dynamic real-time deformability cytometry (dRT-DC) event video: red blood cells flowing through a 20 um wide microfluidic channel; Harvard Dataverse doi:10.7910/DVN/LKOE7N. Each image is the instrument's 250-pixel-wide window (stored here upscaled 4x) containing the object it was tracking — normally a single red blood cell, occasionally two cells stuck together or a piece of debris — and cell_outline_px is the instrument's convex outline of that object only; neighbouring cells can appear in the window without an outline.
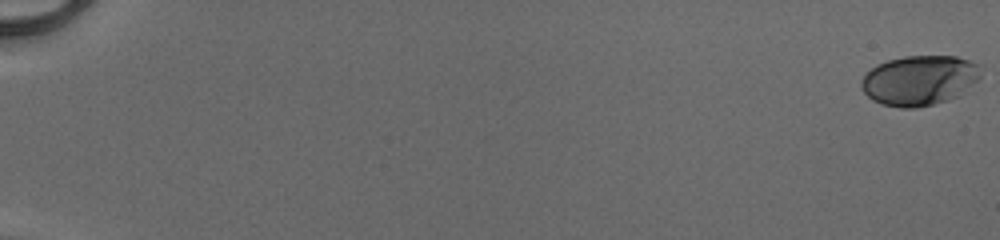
{"species": "human", "species_latin": "Homo sapiens", "temperature_condition": "cold", "stored_images_in_passage": 53, "camera_frame_rate_fps": 3000, "um_per_image_px": 0.085, "donor": {"sex": "male"}, "frame": {"image": 1, "passage_image": 1, "time_ms": 0.0, "image_size_px": [1000, 240], "cell_outline_px": [[984, 64], [980, 80], [960, 96], [948, 100], [916, 108], [900, 108], [884, 104], [872, 100], [864, 92], [860, 84], [860, 80], [876, 64], [888, 60], [904, 56], [956, 56]], "centroid_in_image_um": [78.23, 6.82], "position_along_channel_um": 6.8, "area_um2": 35.43}}
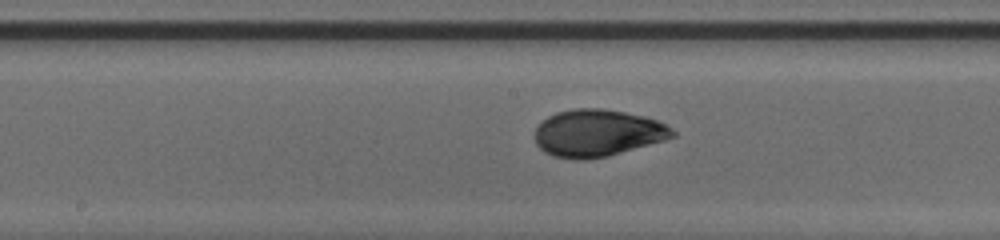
{"frame": {"image": 2, "passage_image": 31, "time_ms": 10.0, "image_size_px": [1000, 240], "cell_outline_px": [[676, 136], [664, 140], [608, 156], [584, 160], [576, 160], [552, 156], [544, 152], [536, 144], [532, 136], [536, 128], [548, 116], [556, 112], [572, 108], [604, 108], [644, 116], [668, 124], [676, 132]], "centroid_in_image_um": [50.76, 11.31], "position_along_channel_um": 197.4, "area_um2": 38.15}}
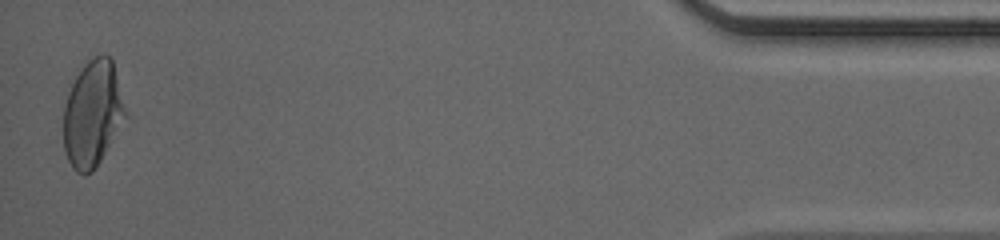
{"frame": {"image": 3, "passage_image": 53, "time_ms": 17.333, "image_size_px": [1000, 240], "cell_outline_px": [[128, 116], [100, 160], [92, 172], [84, 176], [76, 172], [72, 168], [68, 160], [64, 148], [64, 104], [68, 92], [76, 76], [84, 64], [88, 60], [104, 52], [112, 60]], "centroid_in_image_um": [7.87, 9.68], "position_along_channel_um": 427.3, "area_um2": 38.32}, "authors_computed_cell_mechanics": {"area_um2": 36.7608, "velocity_mm_per_s": 4.1215, "shape_relaxation_time_tau1_ms": 3.5707, "shape_relaxation_time_tau2_ms": 0.7885, "deformation_change_tau1": 0.1698, "deformation_change_tau2": 0.0385}}